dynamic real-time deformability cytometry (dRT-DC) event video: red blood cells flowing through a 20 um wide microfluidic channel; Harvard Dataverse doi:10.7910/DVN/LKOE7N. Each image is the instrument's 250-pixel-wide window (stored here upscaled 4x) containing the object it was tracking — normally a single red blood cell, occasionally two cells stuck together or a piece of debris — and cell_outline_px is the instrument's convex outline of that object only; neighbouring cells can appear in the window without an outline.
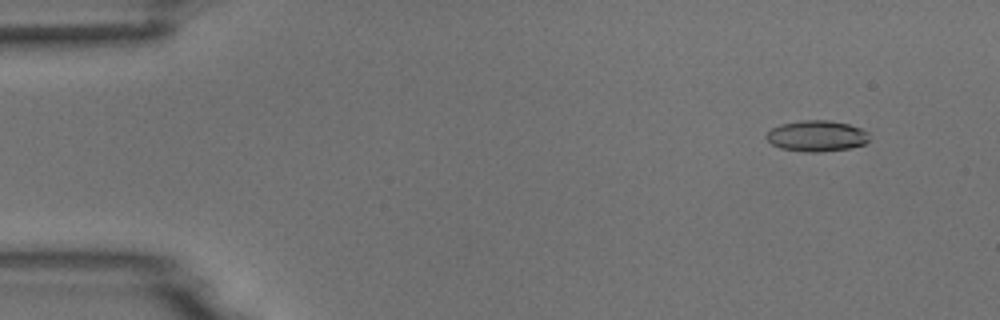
{"species": "common noctule bat (a hibernating species)", "species_latin": "Nyctalus noctula", "temperature_condition": "room temperature", "stored_images_in_passage": 6, "camera_frame_rate_fps": 3000, "um_per_image_px": 0.085, "animal": {"sex": "male", "body_mass_g": 18.8}, "frame": {"image": 1, "passage_image": 2, "time_ms": 1.333, "image_size_px": [1000, 320], "cell_outline_px": [[872, 140], [864, 144], [852, 148], [820, 152], [804, 152], [780, 148], [772, 144], [764, 136], [772, 128], [780, 124], [800, 120], [828, 120], [848, 124], [860, 128], [868, 132]], "centroid_in_image_um": [69.45, 11.56], "position_along_channel_um": 15.6, "area_um2": 18.84}}
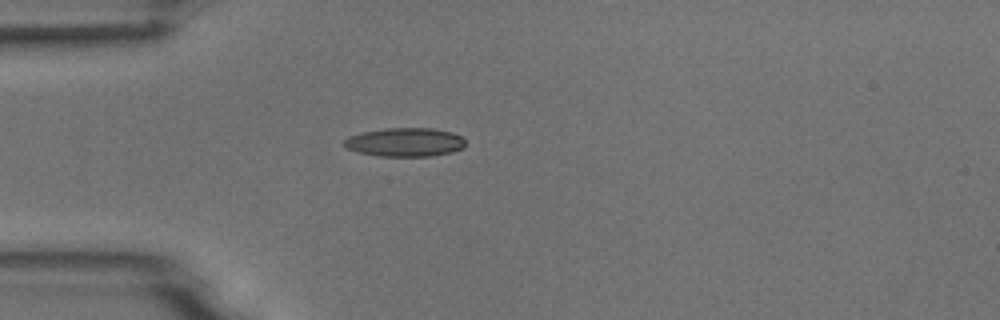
{"frame": {"image": 2, "passage_image": 5, "time_ms": 4.667, "image_size_px": [1000, 320], "cell_outline_px": [[464, 148], [452, 152], [432, 156], [380, 156], [356, 152], [344, 148], [344, 140], [348, 136], [364, 132], [384, 128], [432, 128], [452, 132], [460, 136], [464, 140]], "centroid_in_image_um": [34.4, 12.09], "position_along_channel_um": 50.6, "area_um2": 20.4}}